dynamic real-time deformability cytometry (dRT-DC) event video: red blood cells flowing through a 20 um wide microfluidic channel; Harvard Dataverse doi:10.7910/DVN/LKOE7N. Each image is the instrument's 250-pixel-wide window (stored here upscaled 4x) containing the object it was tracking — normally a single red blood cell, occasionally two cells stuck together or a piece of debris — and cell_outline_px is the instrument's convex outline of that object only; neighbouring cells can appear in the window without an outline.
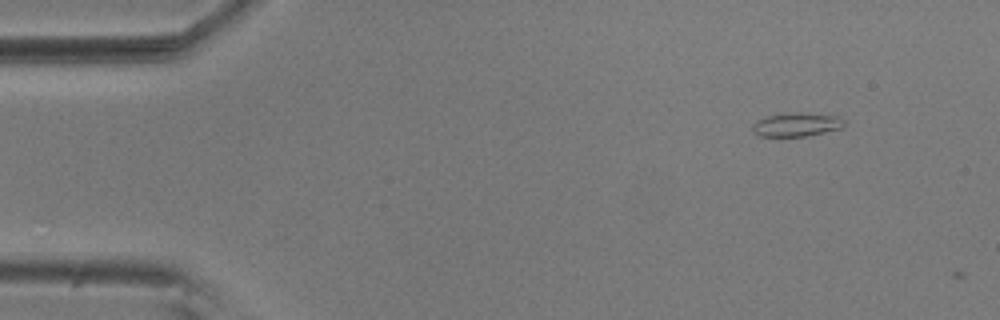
{"species": "common noctule bat (a hibernating species)", "species_latin": "Nyctalus noctula", "temperature_condition": "room temperature", "stored_images_in_passage": 2, "camera_frame_rate_fps": 3000, "um_per_image_px": 0.085, "animal": {"sex": "male", "body_mass_g": 20.5, "forearm_length_mm": 52.5}, "frame": {"image": 1, "passage_image": 1, "time_ms": 0.0, "image_size_px": [1000, 320], "cell_outline_px": [[844, 124], [840, 128], [824, 132], [804, 136], [760, 136], [752, 132], [752, 124], [756, 120], [768, 116], [792, 112], [804, 112], [836, 116], [844, 120]], "centroid_in_image_um": [67.66, 10.58], "position_along_channel_um": 17.3, "area_um2": 12.6}}